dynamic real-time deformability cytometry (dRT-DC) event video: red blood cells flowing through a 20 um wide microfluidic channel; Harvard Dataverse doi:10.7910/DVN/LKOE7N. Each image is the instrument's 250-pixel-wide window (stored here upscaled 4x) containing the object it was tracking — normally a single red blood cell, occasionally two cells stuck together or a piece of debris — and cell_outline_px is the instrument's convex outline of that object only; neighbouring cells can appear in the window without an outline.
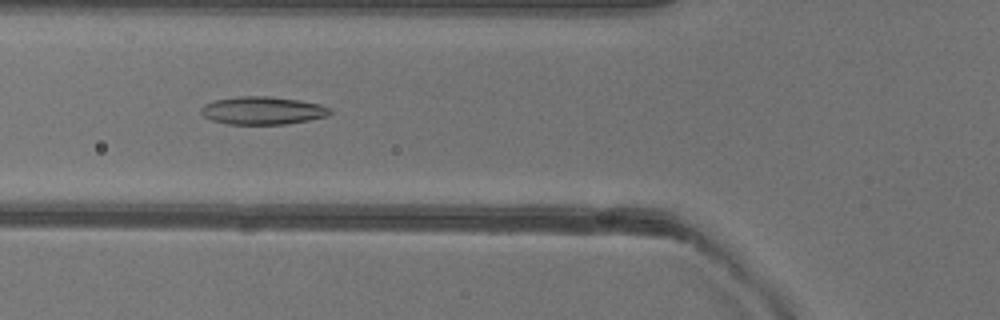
{"species": "common noctule bat (a hibernating species)", "species_latin": "Nyctalus noctula", "temperature_condition": "warm", "stored_images_in_passage": 50, "camera_frame_rate_fps": 3000, "um_per_image_px": 0.085, "animal": {"sex": "female"}, "frame": {"image": 1, "passage_image": 18, "time_ms": 5.667, "image_size_px": [1000, 320], "cell_outline_px": [[332, 112], [328, 116], [308, 120], [284, 124], [228, 124], [212, 120], [204, 116], [200, 112], [200, 108], [204, 104], [216, 100], [240, 96], [272, 96], [300, 100], [320, 104], [328, 108]], "centroid_in_image_um": [22.32, 9.39], "position_along_channel_um": 103.5, "area_um2": 20.92}}
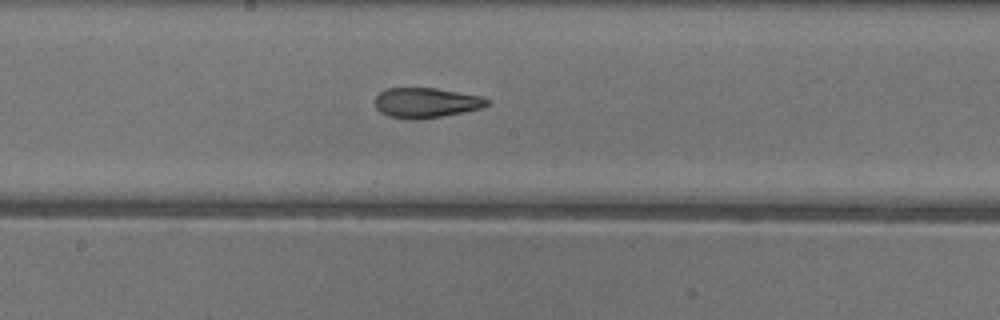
{"frame": {"image": 2, "passage_image": 26, "time_ms": 8.333, "image_size_px": [1000, 320], "cell_outline_px": [[492, 104], [484, 108], [464, 112], [420, 120], [408, 120], [388, 116], [380, 112], [376, 108], [376, 96], [380, 92], [388, 88], [436, 88], [484, 96], [492, 100]], "centroid_in_image_um": [36.3, 8.74], "position_along_channel_um": 211.9, "area_um2": 20.11}}
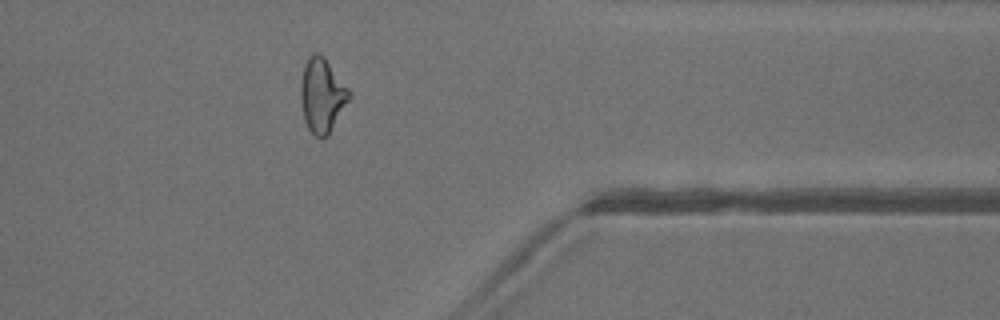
{"frame": {"image": 3, "passage_image": 40, "time_ms": 13.0, "image_size_px": [1000, 320], "cell_outline_px": [[352, 96], [328, 136], [316, 136], [308, 128], [304, 120], [300, 96], [300, 84], [304, 64], [308, 56], [312, 52], [320, 52], [324, 56], [352, 92]], "centroid_in_image_um": [27.39, 8.06], "position_along_channel_um": 384.0, "area_um2": 21.27}, "authors_computed_cell_mechanics": {"area_um2": 21.097, "velocity_mm_per_s": 4.0499, "shape_relaxation_time_tau1_ms": 9.5828, "shape_relaxation_time_tau2_ms": 1.6508, "deformation_change_tau1": 0.2645, "deformation_change_tau2": 0.0934}}